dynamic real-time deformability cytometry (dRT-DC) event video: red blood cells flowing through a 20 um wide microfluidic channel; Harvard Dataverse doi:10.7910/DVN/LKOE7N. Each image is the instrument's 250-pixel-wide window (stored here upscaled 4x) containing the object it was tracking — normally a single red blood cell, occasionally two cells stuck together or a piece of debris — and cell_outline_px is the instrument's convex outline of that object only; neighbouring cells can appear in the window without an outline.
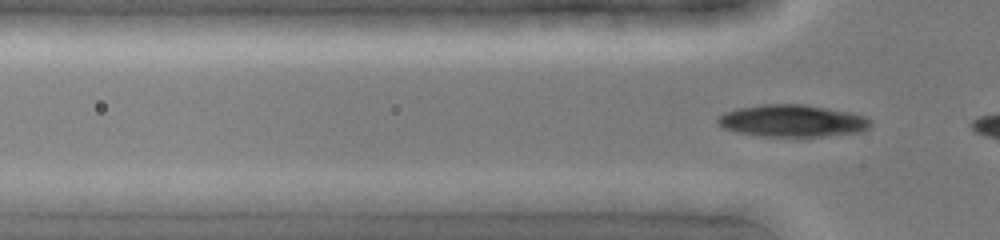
{"species": "common noctule bat (a hibernating species)", "species_latin": "Nyctalus noctula", "temperature_condition": "cold", "stored_images_in_passage": 2, "camera_frame_rate_fps": 3000, "um_per_image_px": 0.085, "animal": {"sex": "female", "body_mass_g": 19.0, "forearm_length_mm": 51.5}, "frame": {"image": 1, "passage_image": 2, "time_ms": 0.333, "image_size_px": [1000, 240], "cell_outline_px": [[640, 200], [632, 212], [544, 212], [496, 200], [504, 192], [624, 192]], "centroid_in_image_um": [48.65, 17.12], "position_along_channel_um": 77.1, "area_um2": 17.69}}